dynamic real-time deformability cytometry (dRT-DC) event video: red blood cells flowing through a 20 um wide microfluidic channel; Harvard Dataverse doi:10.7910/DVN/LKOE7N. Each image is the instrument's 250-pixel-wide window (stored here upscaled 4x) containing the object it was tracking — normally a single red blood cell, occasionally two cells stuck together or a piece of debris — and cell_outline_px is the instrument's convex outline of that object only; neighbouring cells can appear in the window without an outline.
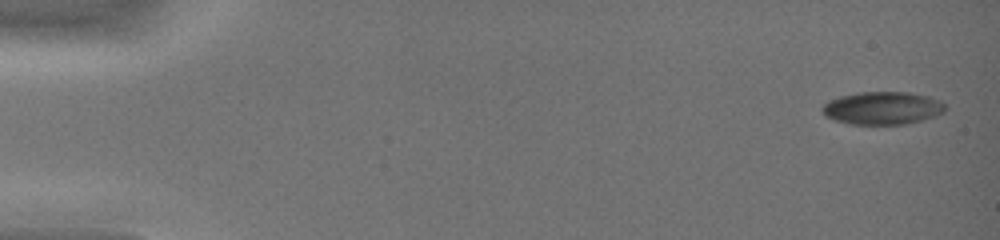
{"species": "common noctule bat (a hibernating species)", "species_latin": "Nyctalus noctula", "temperature_condition": "warm", "stored_images_in_passage": 45, "camera_frame_rate_fps": 3000, "um_per_image_px": 0.085, "animal": {"sex": "female", "body_mass_g": 19.0, "forearm_length_mm": 51.5}, "frame": {"image": 1, "passage_image": 2, "time_ms": 0.333, "image_size_px": [1000, 240], "cell_outline_px": [[944, 112], [936, 116], [908, 124], [852, 124], [836, 120], [824, 116], [820, 108], [828, 100], [840, 96], [856, 92], [908, 92], [928, 96], [940, 100], [944, 104]], "centroid_in_image_um": [74.99, 9.18], "position_along_channel_um": 10.0, "area_um2": 23.64}}
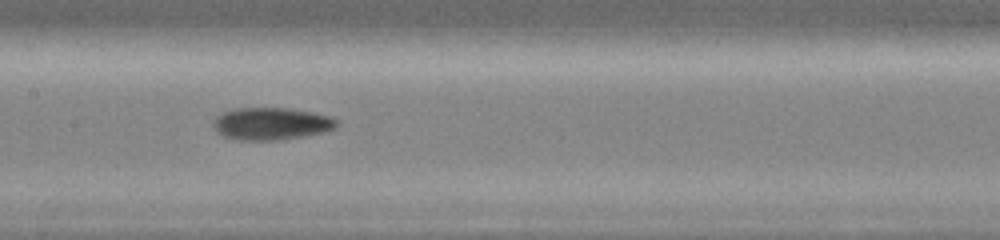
{"frame": {"image": 2, "passage_image": 25, "time_ms": 8.0, "image_size_px": [1000, 240], "cell_outline_px": [[340, 124], [336, 128], [324, 132], [304, 136], [280, 140], [236, 140], [224, 136], [216, 132], [212, 124], [212, 120], [216, 116], [224, 112], [236, 108], [288, 108], [312, 112], [332, 116], [340, 120]], "centroid_in_image_um": [23.09, 10.51], "position_along_channel_um": 184.3, "area_um2": 23.64}}
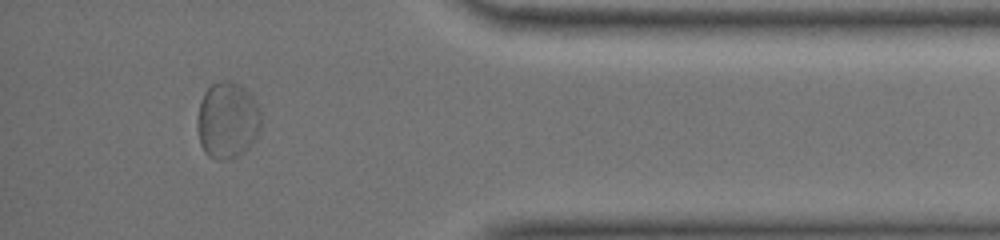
{"frame": {"image": 3, "passage_image": 42, "time_ms": 13.667, "image_size_px": [1000, 240], "cell_outline_px": [[260, 128], [256, 136], [248, 148], [244, 152], [228, 160], [216, 160], [208, 156], [204, 152], [200, 144], [196, 128], [196, 120], [200, 100], [204, 92], [216, 80], [232, 80], [240, 84], [252, 96], [260, 112]], "centroid_in_image_um": [19.28, 10.22], "position_along_channel_um": 415.9, "area_um2": 28.84}, "authors_computed_cell_mechanics": {"area_um2": 23.2934, "velocity_mm_per_s": 4.3674, "shape_relaxation_time_tau1_ms": null, "shape_relaxation_time_tau2_ms": 3.6111, "deformation_change_tau1": null, "deformation_change_tau2": 0.0993}}